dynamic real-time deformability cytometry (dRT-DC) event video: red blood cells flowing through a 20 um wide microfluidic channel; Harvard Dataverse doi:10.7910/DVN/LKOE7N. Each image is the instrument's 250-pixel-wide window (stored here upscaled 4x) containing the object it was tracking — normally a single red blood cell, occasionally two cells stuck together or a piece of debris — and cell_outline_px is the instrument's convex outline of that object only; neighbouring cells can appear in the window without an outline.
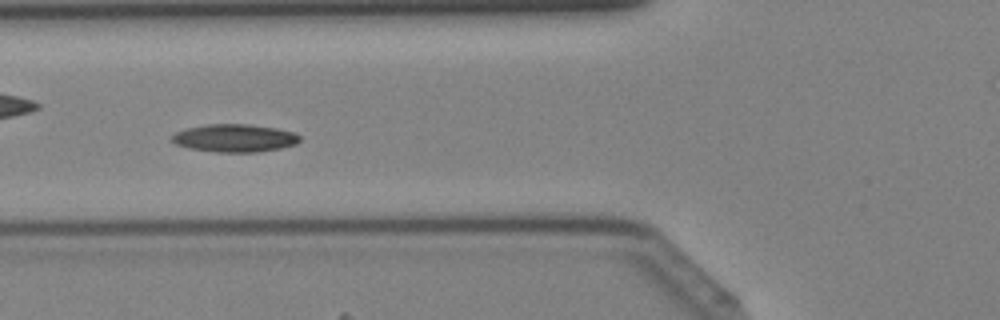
{"species": "Egyptian fruit bat (a non-hibernating species)", "species_latin": "Rousettus aegyptiacus", "temperature_condition": "cold", "stored_images_in_passage": 31, "camera_frame_rate_fps": 3000, "um_per_image_px": 0.085, "animal": {"sex": "female"}, "frame": {"image": 1, "passage_image": 10, "time_ms": 3.0, "image_size_px": [1000, 320], "cell_outline_px": [[300, 140], [296, 144], [280, 148], [256, 152], [216, 152], [188, 148], [176, 144], [172, 140], [172, 136], [176, 132], [188, 128], [208, 124], [248, 124], [276, 128], [296, 132], [300, 136]], "centroid_in_image_um": [19.97, 11.73], "position_along_channel_um": 105.8, "area_um2": 20.69}}